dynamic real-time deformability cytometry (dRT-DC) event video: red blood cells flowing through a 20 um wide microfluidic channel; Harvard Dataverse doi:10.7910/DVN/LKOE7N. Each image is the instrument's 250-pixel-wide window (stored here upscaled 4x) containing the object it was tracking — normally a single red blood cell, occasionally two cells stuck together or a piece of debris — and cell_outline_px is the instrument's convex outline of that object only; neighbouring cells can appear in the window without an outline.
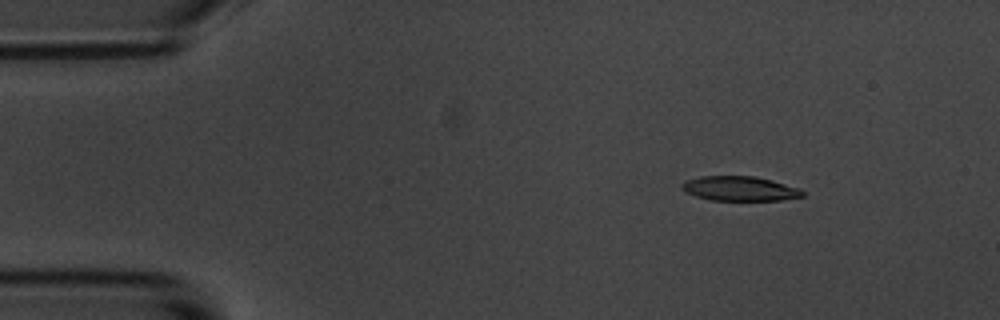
{"species": "common noctule bat (a hibernating species)", "species_latin": "Nyctalus noctula", "temperature_condition": "room temperature", "stored_images_in_passage": 4, "camera_frame_rate_fps": 3000, "um_per_image_px": 0.085, "animal": {"sex": "male", "body_mass_g": 20.1, "forearm_length_mm": 53.5}, "frame": {"image": 1, "passage_image": 1, "time_ms": 0.0, "image_size_px": [1000, 320], "cell_outline_px": [[804, 196], [780, 200], [712, 200], [696, 196], [684, 192], [680, 188], [680, 184], [684, 180], [700, 176], [756, 176], [772, 180], [800, 188], [804, 192]], "centroid_in_image_um": [62.84, 16.02], "position_along_channel_um": 22.2, "area_um2": 17.46}}
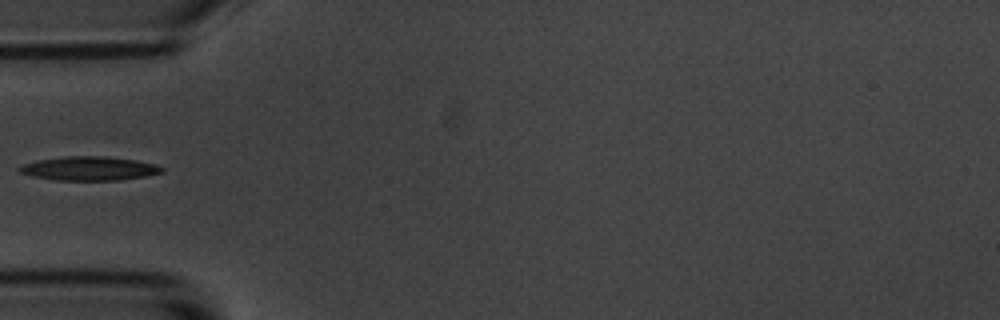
{"frame": {"image": 2, "passage_image": 4, "time_ms": 3.667, "image_size_px": [1000, 320], "cell_outline_px": [[164, 172], [144, 176], [120, 180], [56, 180], [32, 176], [20, 172], [16, 168], [24, 164], [36, 160], [64, 156], [104, 156], [132, 160], [156, 164], [164, 168]], "centroid_in_image_um": [7.56, 14.32], "position_along_channel_um": 77.4, "area_um2": 19.77}}